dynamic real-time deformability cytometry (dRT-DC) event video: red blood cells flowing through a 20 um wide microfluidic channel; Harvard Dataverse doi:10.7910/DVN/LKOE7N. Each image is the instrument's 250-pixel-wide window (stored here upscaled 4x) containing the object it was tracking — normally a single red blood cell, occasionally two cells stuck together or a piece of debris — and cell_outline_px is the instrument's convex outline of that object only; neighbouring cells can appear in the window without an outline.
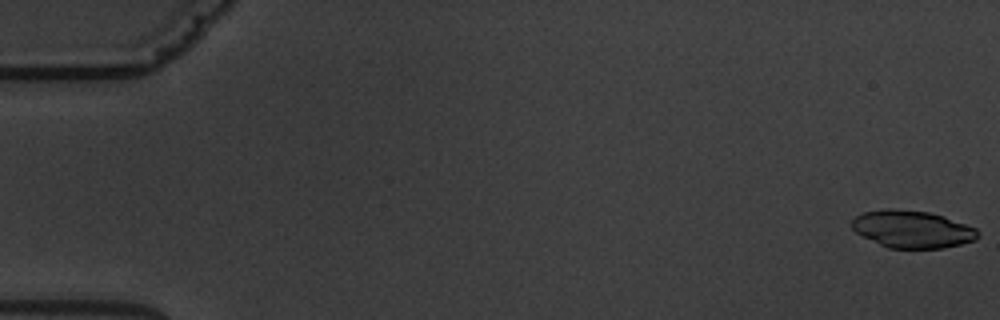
{"species": "common noctule bat (a hibernating species)", "species_latin": "Nyctalus noctula", "temperature_condition": "warm", "stored_images_in_passage": 6, "camera_frame_rate_fps": 3000, "um_per_image_px": 0.085, "animal": {"sex": "male", "body_mass_g": 19.5, "forearm_length_mm": 54.6}, "frame": {"image": 1, "passage_image": 1, "time_ms": 0.0, "image_size_px": [1000, 320], "cell_outline_px": [[980, 236], [976, 240], [944, 248], [888, 248], [856, 232], [852, 228], [852, 220], [856, 216], [864, 212], [884, 208], [892, 208], [928, 212], [944, 216], [976, 228], [980, 232]], "centroid_in_image_um": [77.57, 19.47], "position_along_channel_um": 7.4, "area_um2": 27.4}}